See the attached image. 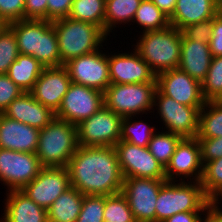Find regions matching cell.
I'll use <instances>...</instances> for the list:
<instances>
[{"label":"cell","mask_w":222,"mask_h":222,"mask_svg":"<svg viewBox=\"0 0 222 222\" xmlns=\"http://www.w3.org/2000/svg\"><path fill=\"white\" fill-rule=\"evenodd\" d=\"M70 185L84 195L122 192L123 175L115 147L78 146L67 165Z\"/></svg>","instance_id":"1"},{"label":"cell","mask_w":222,"mask_h":222,"mask_svg":"<svg viewBox=\"0 0 222 222\" xmlns=\"http://www.w3.org/2000/svg\"><path fill=\"white\" fill-rule=\"evenodd\" d=\"M8 26L16 36L21 54L33 56L45 68L61 66L58 39L51 21L22 19Z\"/></svg>","instance_id":"2"},{"label":"cell","mask_w":222,"mask_h":222,"mask_svg":"<svg viewBox=\"0 0 222 222\" xmlns=\"http://www.w3.org/2000/svg\"><path fill=\"white\" fill-rule=\"evenodd\" d=\"M140 36L134 49L156 76L161 72L178 68L182 43L181 30L169 25L160 30L142 32Z\"/></svg>","instance_id":"3"},{"label":"cell","mask_w":222,"mask_h":222,"mask_svg":"<svg viewBox=\"0 0 222 222\" xmlns=\"http://www.w3.org/2000/svg\"><path fill=\"white\" fill-rule=\"evenodd\" d=\"M58 45L61 66L82 55L97 51L108 35L98 26L70 19L69 17L52 21Z\"/></svg>","instance_id":"4"},{"label":"cell","mask_w":222,"mask_h":222,"mask_svg":"<svg viewBox=\"0 0 222 222\" xmlns=\"http://www.w3.org/2000/svg\"><path fill=\"white\" fill-rule=\"evenodd\" d=\"M78 146L77 126L55 117L40 129L35 154L43 167H67Z\"/></svg>","instance_id":"5"},{"label":"cell","mask_w":222,"mask_h":222,"mask_svg":"<svg viewBox=\"0 0 222 222\" xmlns=\"http://www.w3.org/2000/svg\"><path fill=\"white\" fill-rule=\"evenodd\" d=\"M211 203L199 181H166L156 200L155 222H163L180 212L205 211Z\"/></svg>","instance_id":"6"},{"label":"cell","mask_w":222,"mask_h":222,"mask_svg":"<svg viewBox=\"0 0 222 222\" xmlns=\"http://www.w3.org/2000/svg\"><path fill=\"white\" fill-rule=\"evenodd\" d=\"M157 82L110 84L104 92V105L121 117L147 114L155 110Z\"/></svg>","instance_id":"7"},{"label":"cell","mask_w":222,"mask_h":222,"mask_svg":"<svg viewBox=\"0 0 222 222\" xmlns=\"http://www.w3.org/2000/svg\"><path fill=\"white\" fill-rule=\"evenodd\" d=\"M122 119L103 105L77 125L78 145L114 147L121 137Z\"/></svg>","instance_id":"8"},{"label":"cell","mask_w":222,"mask_h":222,"mask_svg":"<svg viewBox=\"0 0 222 222\" xmlns=\"http://www.w3.org/2000/svg\"><path fill=\"white\" fill-rule=\"evenodd\" d=\"M154 107L158 109L161 121H163L165 129L168 130L166 132L180 135L182 138L197 136L199 112L202 107L183 105L164 95L158 88L154 96Z\"/></svg>","instance_id":"9"},{"label":"cell","mask_w":222,"mask_h":222,"mask_svg":"<svg viewBox=\"0 0 222 222\" xmlns=\"http://www.w3.org/2000/svg\"><path fill=\"white\" fill-rule=\"evenodd\" d=\"M103 105V92L71 82L55 117L77 126L96 113Z\"/></svg>","instance_id":"10"},{"label":"cell","mask_w":222,"mask_h":222,"mask_svg":"<svg viewBox=\"0 0 222 222\" xmlns=\"http://www.w3.org/2000/svg\"><path fill=\"white\" fill-rule=\"evenodd\" d=\"M166 179L124 178L122 194L127 198L136 222H155V205Z\"/></svg>","instance_id":"11"},{"label":"cell","mask_w":222,"mask_h":222,"mask_svg":"<svg viewBox=\"0 0 222 222\" xmlns=\"http://www.w3.org/2000/svg\"><path fill=\"white\" fill-rule=\"evenodd\" d=\"M114 147L123 178L166 179L165 168L150 153L148 147L123 140H119Z\"/></svg>","instance_id":"12"},{"label":"cell","mask_w":222,"mask_h":222,"mask_svg":"<svg viewBox=\"0 0 222 222\" xmlns=\"http://www.w3.org/2000/svg\"><path fill=\"white\" fill-rule=\"evenodd\" d=\"M43 168L35 153L0 148V181L9 190H21Z\"/></svg>","instance_id":"13"},{"label":"cell","mask_w":222,"mask_h":222,"mask_svg":"<svg viewBox=\"0 0 222 222\" xmlns=\"http://www.w3.org/2000/svg\"><path fill=\"white\" fill-rule=\"evenodd\" d=\"M97 51L71 59L63 66L71 82L105 92L111 84L108 55Z\"/></svg>","instance_id":"14"},{"label":"cell","mask_w":222,"mask_h":222,"mask_svg":"<svg viewBox=\"0 0 222 222\" xmlns=\"http://www.w3.org/2000/svg\"><path fill=\"white\" fill-rule=\"evenodd\" d=\"M70 187L67 167H43L21 191L37 205L48 209Z\"/></svg>","instance_id":"15"},{"label":"cell","mask_w":222,"mask_h":222,"mask_svg":"<svg viewBox=\"0 0 222 222\" xmlns=\"http://www.w3.org/2000/svg\"><path fill=\"white\" fill-rule=\"evenodd\" d=\"M156 79L157 88L177 102L194 107L205 105L201 83L179 68L161 72Z\"/></svg>","instance_id":"16"},{"label":"cell","mask_w":222,"mask_h":222,"mask_svg":"<svg viewBox=\"0 0 222 222\" xmlns=\"http://www.w3.org/2000/svg\"><path fill=\"white\" fill-rule=\"evenodd\" d=\"M202 174L203 162L197 138H182L165 168L166 180L176 182L178 181L176 179L180 177L181 181L188 178V181L190 179L200 182Z\"/></svg>","instance_id":"17"},{"label":"cell","mask_w":222,"mask_h":222,"mask_svg":"<svg viewBox=\"0 0 222 222\" xmlns=\"http://www.w3.org/2000/svg\"><path fill=\"white\" fill-rule=\"evenodd\" d=\"M133 53H108L111 84L157 82L156 74L135 49Z\"/></svg>","instance_id":"18"},{"label":"cell","mask_w":222,"mask_h":222,"mask_svg":"<svg viewBox=\"0 0 222 222\" xmlns=\"http://www.w3.org/2000/svg\"><path fill=\"white\" fill-rule=\"evenodd\" d=\"M70 84L71 79L64 66L44 68L31 94L37 102L56 113Z\"/></svg>","instance_id":"19"},{"label":"cell","mask_w":222,"mask_h":222,"mask_svg":"<svg viewBox=\"0 0 222 222\" xmlns=\"http://www.w3.org/2000/svg\"><path fill=\"white\" fill-rule=\"evenodd\" d=\"M40 129L0 113V148L36 153Z\"/></svg>","instance_id":"20"},{"label":"cell","mask_w":222,"mask_h":222,"mask_svg":"<svg viewBox=\"0 0 222 222\" xmlns=\"http://www.w3.org/2000/svg\"><path fill=\"white\" fill-rule=\"evenodd\" d=\"M3 114L38 129H43L55 118V113L37 102L31 92H24L14 99Z\"/></svg>","instance_id":"21"},{"label":"cell","mask_w":222,"mask_h":222,"mask_svg":"<svg viewBox=\"0 0 222 222\" xmlns=\"http://www.w3.org/2000/svg\"><path fill=\"white\" fill-rule=\"evenodd\" d=\"M6 194L0 222H48L47 209L37 205L21 190H9Z\"/></svg>","instance_id":"22"},{"label":"cell","mask_w":222,"mask_h":222,"mask_svg":"<svg viewBox=\"0 0 222 222\" xmlns=\"http://www.w3.org/2000/svg\"><path fill=\"white\" fill-rule=\"evenodd\" d=\"M178 68L202 83L210 67L212 55L209 44L186 39L182 35Z\"/></svg>","instance_id":"23"},{"label":"cell","mask_w":222,"mask_h":222,"mask_svg":"<svg viewBox=\"0 0 222 222\" xmlns=\"http://www.w3.org/2000/svg\"><path fill=\"white\" fill-rule=\"evenodd\" d=\"M216 0H177L170 25L182 30L188 25L203 22L216 16Z\"/></svg>","instance_id":"24"},{"label":"cell","mask_w":222,"mask_h":222,"mask_svg":"<svg viewBox=\"0 0 222 222\" xmlns=\"http://www.w3.org/2000/svg\"><path fill=\"white\" fill-rule=\"evenodd\" d=\"M44 68L33 56L20 53L7 75L24 92H31Z\"/></svg>","instance_id":"25"},{"label":"cell","mask_w":222,"mask_h":222,"mask_svg":"<svg viewBox=\"0 0 222 222\" xmlns=\"http://www.w3.org/2000/svg\"><path fill=\"white\" fill-rule=\"evenodd\" d=\"M84 194L70 187L47 209L48 222H76Z\"/></svg>","instance_id":"26"},{"label":"cell","mask_w":222,"mask_h":222,"mask_svg":"<svg viewBox=\"0 0 222 222\" xmlns=\"http://www.w3.org/2000/svg\"><path fill=\"white\" fill-rule=\"evenodd\" d=\"M142 0H107L105 9V33L116 28L118 24L133 22V18ZM114 27V28H113Z\"/></svg>","instance_id":"27"},{"label":"cell","mask_w":222,"mask_h":222,"mask_svg":"<svg viewBox=\"0 0 222 222\" xmlns=\"http://www.w3.org/2000/svg\"><path fill=\"white\" fill-rule=\"evenodd\" d=\"M105 0H73L68 17L92 23L105 32Z\"/></svg>","instance_id":"28"},{"label":"cell","mask_w":222,"mask_h":222,"mask_svg":"<svg viewBox=\"0 0 222 222\" xmlns=\"http://www.w3.org/2000/svg\"><path fill=\"white\" fill-rule=\"evenodd\" d=\"M222 137V104L216 100L206 101L199 112L196 138Z\"/></svg>","instance_id":"29"},{"label":"cell","mask_w":222,"mask_h":222,"mask_svg":"<svg viewBox=\"0 0 222 222\" xmlns=\"http://www.w3.org/2000/svg\"><path fill=\"white\" fill-rule=\"evenodd\" d=\"M142 26V32L160 30L170 25L169 18L150 0H142L133 18V23Z\"/></svg>","instance_id":"30"},{"label":"cell","mask_w":222,"mask_h":222,"mask_svg":"<svg viewBox=\"0 0 222 222\" xmlns=\"http://www.w3.org/2000/svg\"><path fill=\"white\" fill-rule=\"evenodd\" d=\"M134 117L137 116H128L122 119L120 140L140 147H148L152 135L157 129L153 126L151 127L150 124L144 123L142 120L133 121Z\"/></svg>","instance_id":"31"},{"label":"cell","mask_w":222,"mask_h":222,"mask_svg":"<svg viewBox=\"0 0 222 222\" xmlns=\"http://www.w3.org/2000/svg\"><path fill=\"white\" fill-rule=\"evenodd\" d=\"M181 139L180 135L171 132H155L152 135L148 148L155 159L166 168Z\"/></svg>","instance_id":"32"},{"label":"cell","mask_w":222,"mask_h":222,"mask_svg":"<svg viewBox=\"0 0 222 222\" xmlns=\"http://www.w3.org/2000/svg\"><path fill=\"white\" fill-rule=\"evenodd\" d=\"M201 186L205 196L213 202L222 193V157L203 165Z\"/></svg>","instance_id":"33"},{"label":"cell","mask_w":222,"mask_h":222,"mask_svg":"<svg viewBox=\"0 0 222 222\" xmlns=\"http://www.w3.org/2000/svg\"><path fill=\"white\" fill-rule=\"evenodd\" d=\"M104 222H136L127 198L118 193L105 196Z\"/></svg>","instance_id":"34"},{"label":"cell","mask_w":222,"mask_h":222,"mask_svg":"<svg viewBox=\"0 0 222 222\" xmlns=\"http://www.w3.org/2000/svg\"><path fill=\"white\" fill-rule=\"evenodd\" d=\"M201 86L206 101L216 100L222 94V56L212 57L206 78Z\"/></svg>","instance_id":"35"},{"label":"cell","mask_w":222,"mask_h":222,"mask_svg":"<svg viewBox=\"0 0 222 222\" xmlns=\"http://www.w3.org/2000/svg\"><path fill=\"white\" fill-rule=\"evenodd\" d=\"M19 54L16 36L7 25L0 32V74H7L10 65Z\"/></svg>","instance_id":"36"},{"label":"cell","mask_w":222,"mask_h":222,"mask_svg":"<svg viewBox=\"0 0 222 222\" xmlns=\"http://www.w3.org/2000/svg\"><path fill=\"white\" fill-rule=\"evenodd\" d=\"M105 196L84 195L76 222H104Z\"/></svg>","instance_id":"37"},{"label":"cell","mask_w":222,"mask_h":222,"mask_svg":"<svg viewBox=\"0 0 222 222\" xmlns=\"http://www.w3.org/2000/svg\"><path fill=\"white\" fill-rule=\"evenodd\" d=\"M212 23L213 18L203 22L188 25L181 30L182 35L188 40L209 44L213 30Z\"/></svg>","instance_id":"38"},{"label":"cell","mask_w":222,"mask_h":222,"mask_svg":"<svg viewBox=\"0 0 222 222\" xmlns=\"http://www.w3.org/2000/svg\"><path fill=\"white\" fill-rule=\"evenodd\" d=\"M0 17L7 25L25 19V0H0Z\"/></svg>","instance_id":"39"},{"label":"cell","mask_w":222,"mask_h":222,"mask_svg":"<svg viewBox=\"0 0 222 222\" xmlns=\"http://www.w3.org/2000/svg\"><path fill=\"white\" fill-rule=\"evenodd\" d=\"M24 91L20 89L7 74H0V113Z\"/></svg>","instance_id":"40"},{"label":"cell","mask_w":222,"mask_h":222,"mask_svg":"<svg viewBox=\"0 0 222 222\" xmlns=\"http://www.w3.org/2000/svg\"><path fill=\"white\" fill-rule=\"evenodd\" d=\"M203 165L213 159L222 157V137L197 138Z\"/></svg>","instance_id":"41"},{"label":"cell","mask_w":222,"mask_h":222,"mask_svg":"<svg viewBox=\"0 0 222 222\" xmlns=\"http://www.w3.org/2000/svg\"><path fill=\"white\" fill-rule=\"evenodd\" d=\"M73 0H48L47 21L66 18L69 15Z\"/></svg>","instance_id":"42"},{"label":"cell","mask_w":222,"mask_h":222,"mask_svg":"<svg viewBox=\"0 0 222 222\" xmlns=\"http://www.w3.org/2000/svg\"><path fill=\"white\" fill-rule=\"evenodd\" d=\"M48 0H25V19L47 20Z\"/></svg>","instance_id":"43"},{"label":"cell","mask_w":222,"mask_h":222,"mask_svg":"<svg viewBox=\"0 0 222 222\" xmlns=\"http://www.w3.org/2000/svg\"><path fill=\"white\" fill-rule=\"evenodd\" d=\"M213 30L209 42L212 57L222 56V19L217 15L213 17Z\"/></svg>","instance_id":"44"},{"label":"cell","mask_w":222,"mask_h":222,"mask_svg":"<svg viewBox=\"0 0 222 222\" xmlns=\"http://www.w3.org/2000/svg\"><path fill=\"white\" fill-rule=\"evenodd\" d=\"M205 213V214H204ZM200 216L198 222H222V210L218 203H211ZM205 215V217H204ZM203 217V218H201Z\"/></svg>","instance_id":"45"},{"label":"cell","mask_w":222,"mask_h":222,"mask_svg":"<svg viewBox=\"0 0 222 222\" xmlns=\"http://www.w3.org/2000/svg\"><path fill=\"white\" fill-rule=\"evenodd\" d=\"M204 211L180 212L168 217L163 222H198Z\"/></svg>","instance_id":"46"},{"label":"cell","mask_w":222,"mask_h":222,"mask_svg":"<svg viewBox=\"0 0 222 222\" xmlns=\"http://www.w3.org/2000/svg\"><path fill=\"white\" fill-rule=\"evenodd\" d=\"M153 2L168 18H170L176 7L177 0H150Z\"/></svg>","instance_id":"47"},{"label":"cell","mask_w":222,"mask_h":222,"mask_svg":"<svg viewBox=\"0 0 222 222\" xmlns=\"http://www.w3.org/2000/svg\"><path fill=\"white\" fill-rule=\"evenodd\" d=\"M217 1L216 15L222 19V0Z\"/></svg>","instance_id":"48"},{"label":"cell","mask_w":222,"mask_h":222,"mask_svg":"<svg viewBox=\"0 0 222 222\" xmlns=\"http://www.w3.org/2000/svg\"><path fill=\"white\" fill-rule=\"evenodd\" d=\"M7 26L5 21L0 17V32Z\"/></svg>","instance_id":"49"},{"label":"cell","mask_w":222,"mask_h":222,"mask_svg":"<svg viewBox=\"0 0 222 222\" xmlns=\"http://www.w3.org/2000/svg\"><path fill=\"white\" fill-rule=\"evenodd\" d=\"M220 199L222 200V193L212 203L220 204V202H218V201H220Z\"/></svg>","instance_id":"50"},{"label":"cell","mask_w":222,"mask_h":222,"mask_svg":"<svg viewBox=\"0 0 222 222\" xmlns=\"http://www.w3.org/2000/svg\"><path fill=\"white\" fill-rule=\"evenodd\" d=\"M216 101L222 104V94L216 99Z\"/></svg>","instance_id":"51"}]
</instances>
